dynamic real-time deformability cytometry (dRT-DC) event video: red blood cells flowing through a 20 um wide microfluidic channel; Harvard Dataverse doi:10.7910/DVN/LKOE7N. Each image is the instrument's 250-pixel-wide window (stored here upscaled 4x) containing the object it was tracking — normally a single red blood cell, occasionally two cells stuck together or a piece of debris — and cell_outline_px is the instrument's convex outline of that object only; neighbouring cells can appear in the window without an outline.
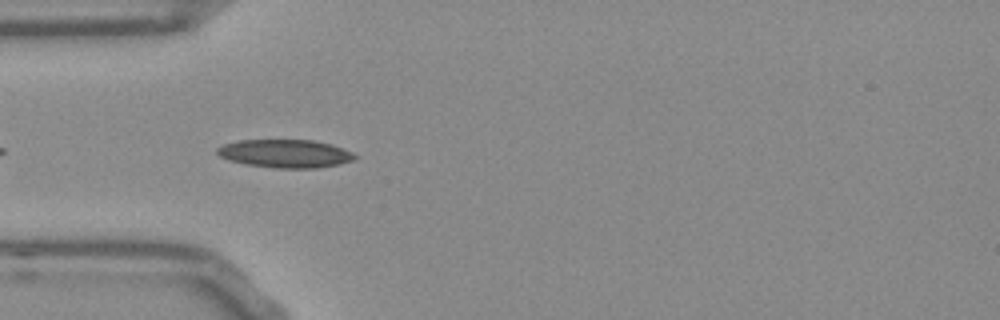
{"species": "Egyptian fruit bat (a non-hibernating species)", "species_latin": "Rousettus aegyptiacus", "temperature_condition": "room temperature", "stored_images_in_passage": 7, "camera_frame_rate_fps": 3000, "um_per_image_px": 0.085, "frame": {"image": 1, "passage_image": 3, "time_ms": 0.667, "image_size_px": [1000, 320], "cell_outline_px": [[356, 160], [340, 164], [316, 168], [276, 168], [248, 164], [228, 160], [220, 156], [216, 152], [216, 148], [224, 144], [240, 140], [312, 140], [332, 144], [344, 148], [352, 152], [356, 156]], "centroid_in_image_um": [24.28, 13.05], "position_along_channel_um": 60.7, "area_um2": 22.66}}
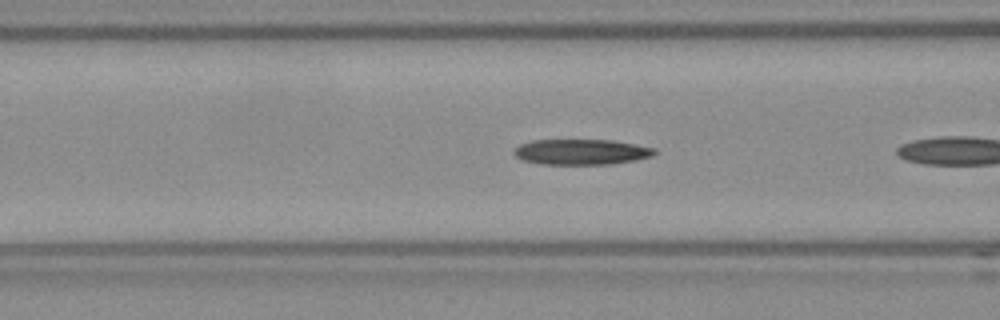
{"frame": {"image": 2, "passage_image": 5, "time_ms": 1.333, "image_size_px": [1000, 320], "cell_outline_px": [[656, 152], [652, 156], [636, 160], [612, 164], [544, 164], [524, 160], [516, 156], [512, 152], [520, 144], [532, 140], [612, 140], [636, 144], [656, 148]], "centroid_in_image_um": [49.45, 12.91], "position_along_channel_um": 117.2, "area_um2": 20.87}}